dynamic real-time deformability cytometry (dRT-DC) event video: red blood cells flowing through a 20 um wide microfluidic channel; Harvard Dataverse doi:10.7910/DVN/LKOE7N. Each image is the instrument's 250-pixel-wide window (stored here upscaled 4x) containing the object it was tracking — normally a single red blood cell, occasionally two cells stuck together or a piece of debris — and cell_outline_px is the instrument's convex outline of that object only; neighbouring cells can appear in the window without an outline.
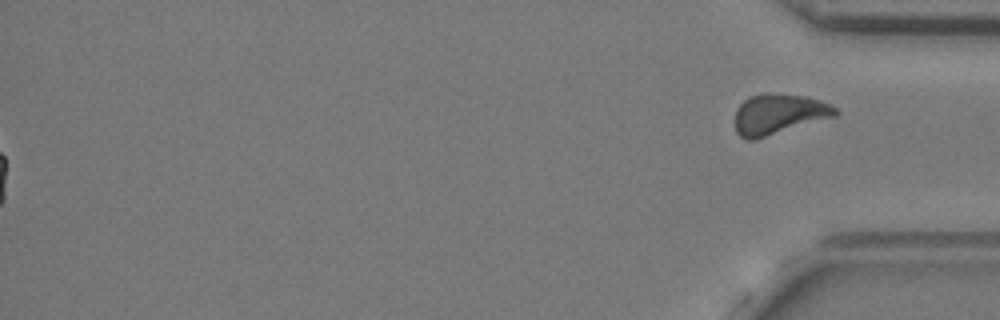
{"species": "common noctule bat (a hibernating species)", "species_latin": "Nyctalus noctula", "temperature_condition": "cold", "stored_images_in_passage": 51, "segment_of_instrument_passage": [2, 2], "camera_frame_rate_fps": 3000, "um_per_image_px": 0.085, "animal": {"sex": "female", "body_mass_g": 24.6, "forearm_length_mm": 56.2}, "frame": {"image": 1, "passage_image": 51, "time_ms": 16.667, "image_size_px": [1000, 320], "cell_outline_px": [[840, 112], [836, 116], [756, 140], [744, 140], [736, 132], [736, 108], [748, 96], [804, 96], [820, 100], [836, 108]], "centroid_in_image_um": [66.19, 9.77], "position_along_channel_um": 369.0, "area_um2": 23.06}}